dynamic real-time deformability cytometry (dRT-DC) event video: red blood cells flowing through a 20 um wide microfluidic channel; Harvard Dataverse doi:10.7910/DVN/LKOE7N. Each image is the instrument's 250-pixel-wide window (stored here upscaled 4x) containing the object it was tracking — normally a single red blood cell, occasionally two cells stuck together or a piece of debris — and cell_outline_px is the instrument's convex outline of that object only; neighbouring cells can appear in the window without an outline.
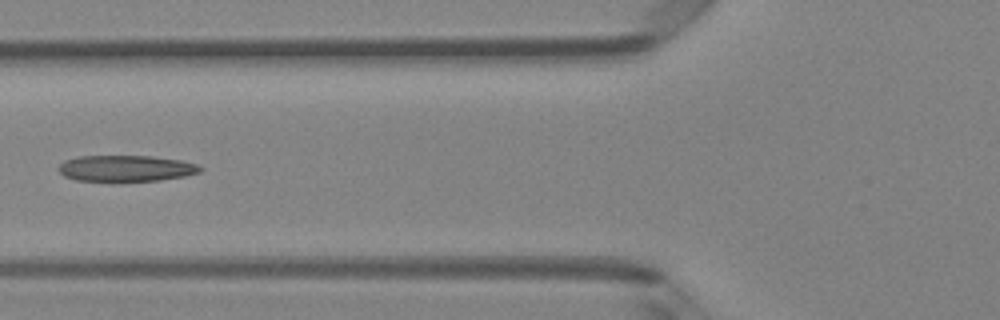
{"species": "Egyptian fruit bat (a non-hibernating species)", "species_latin": "Rousettus aegyptiacus", "temperature_condition": "room temperature", "stored_images_in_passage": 6, "camera_frame_rate_fps": 3000, "um_per_image_px": 0.085, "animal": {"sex": "female"}, "frame": {"image": 1, "passage_image": 6, "time_ms": 1.667, "image_size_px": [1000, 320], "cell_outline_px": [[204, 168], [200, 172], [184, 176], [160, 180], [76, 180], [64, 176], [56, 168], [64, 160], [76, 156], [152, 156], [180, 160], [196, 164]], "centroid_in_image_um": [10.69, 14.29], "position_along_channel_um": 115.1, "area_um2": 21.39}}